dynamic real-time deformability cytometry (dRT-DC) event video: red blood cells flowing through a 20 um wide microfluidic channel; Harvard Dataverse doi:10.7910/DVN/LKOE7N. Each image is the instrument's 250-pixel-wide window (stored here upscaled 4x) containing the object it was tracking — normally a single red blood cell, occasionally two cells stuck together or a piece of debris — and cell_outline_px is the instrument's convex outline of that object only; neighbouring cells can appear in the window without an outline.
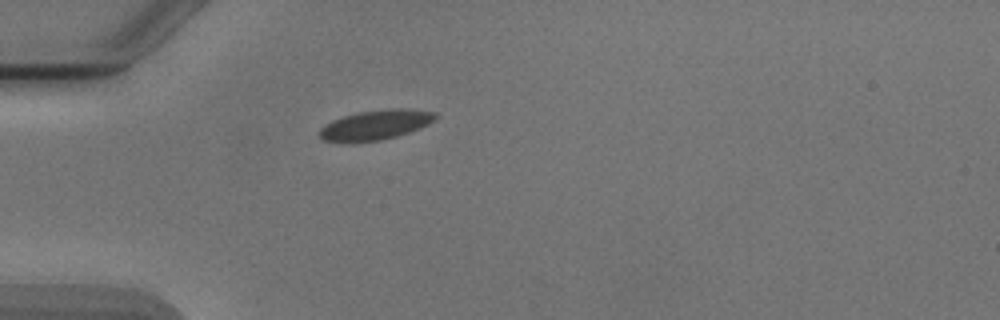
{"species": "Egyptian fruit bat (a non-hibernating species)", "species_latin": "Rousettus aegyptiacus", "temperature_condition": "cold", "stored_images_in_passage": 2, "camera_frame_rate_fps": 3000, "um_per_image_px": 0.085, "animal": {"sex": "male"}, "frame": {"image": 1, "passage_image": 1, "time_ms": 0.0, "image_size_px": [1000, 320], "cell_outline_px": [[436, 120], [428, 124], [408, 132], [396, 136], [380, 140], [352, 144], [324, 140], [320, 136], [320, 128], [324, 124], [332, 120], [356, 112], [388, 108], [408, 108], [436, 112]], "centroid_in_image_um": [31.9, 10.62], "position_along_channel_um": 53.1, "area_um2": 20.46}}